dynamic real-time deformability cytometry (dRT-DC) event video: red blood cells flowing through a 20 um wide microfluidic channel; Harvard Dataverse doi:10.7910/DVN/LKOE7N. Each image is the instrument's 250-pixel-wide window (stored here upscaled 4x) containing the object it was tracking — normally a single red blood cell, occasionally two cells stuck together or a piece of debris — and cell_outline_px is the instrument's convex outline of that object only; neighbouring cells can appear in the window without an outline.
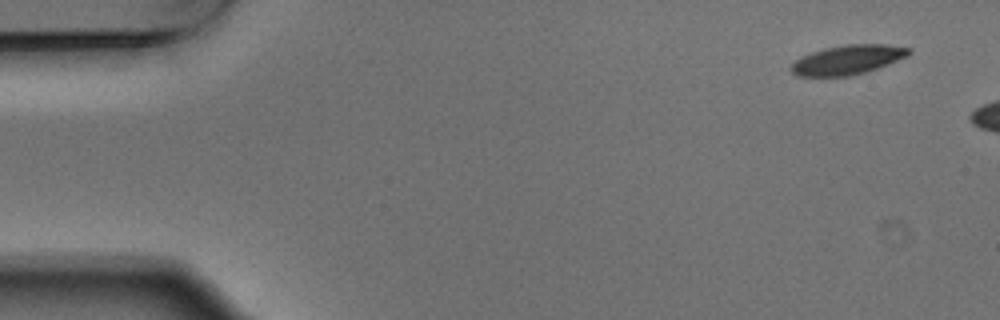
{"species": "Egyptian fruit bat (a non-hibernating species)", "species_latin": "Rousettus aegyptiacus", "temperature_condition": "warm", "stored_images_in_passage": 3, "camera_frame_rate_fps": 3000, "um_per_image_px": 0.085, "animal": {"sex": "male"}, "frame": {"image": 1, "passage_image": 1, "time_ms": 0.0, "image_size_px": [1000, 320], "cell_outline_px": [[912, 52], [908, 56], [868, 72], [852, 76], [796, 76], [788, 68], [796, 60], [812, 52], [824, 48], [844, 44], [888, 44], [912, 48]], "centroid_in_image_um": [72.09, 5.08], "position_along_channel_um": 12.9, "area_um2": 20.4}}